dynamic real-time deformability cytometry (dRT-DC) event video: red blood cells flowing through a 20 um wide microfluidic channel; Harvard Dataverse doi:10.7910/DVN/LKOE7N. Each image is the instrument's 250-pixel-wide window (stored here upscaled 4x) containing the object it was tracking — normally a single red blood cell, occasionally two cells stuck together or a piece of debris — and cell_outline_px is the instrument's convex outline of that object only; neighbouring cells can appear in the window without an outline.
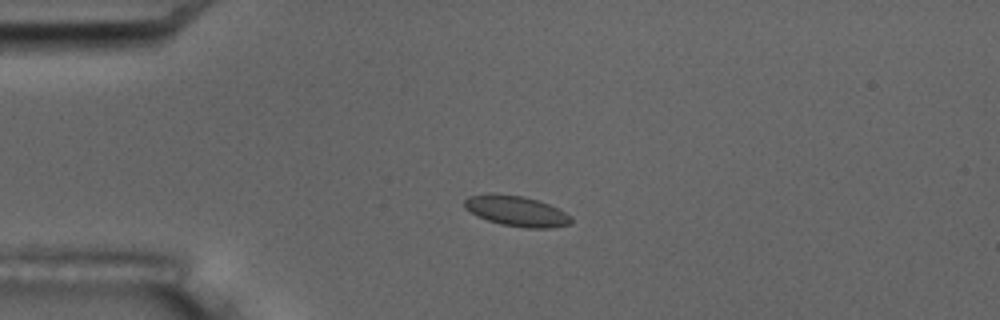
{"species": "common noctule bat (a hibernating species)", "species_latin": "Nyctalus noctula", "temperature_condition": "room temperature", "stored_images_in_passage": 7, "camera_frame_rate_fps": 3000, "um_per_image_px": 0.085, "animal": {"sex": "male", "body_mass_g": 17.5, "forearm_length_mm": 52.3}, "frame": {"image": 1, "passage_image": 5, "time_ms": 4.333, "image_size_px": [1000, 320], "cell_outline_px": [[572, 224], [552, 228], [524, 228], [500, 224], [476, 216], [464, 208], [464, 200], [468, 196], [488, 192], [496, 192], [524, 196], [548, 204], [572, 216]], "centroid_in_image_um": [43.86, 17.92], "position_along_channel_um": 41.1, "area_um2": 19.31}}